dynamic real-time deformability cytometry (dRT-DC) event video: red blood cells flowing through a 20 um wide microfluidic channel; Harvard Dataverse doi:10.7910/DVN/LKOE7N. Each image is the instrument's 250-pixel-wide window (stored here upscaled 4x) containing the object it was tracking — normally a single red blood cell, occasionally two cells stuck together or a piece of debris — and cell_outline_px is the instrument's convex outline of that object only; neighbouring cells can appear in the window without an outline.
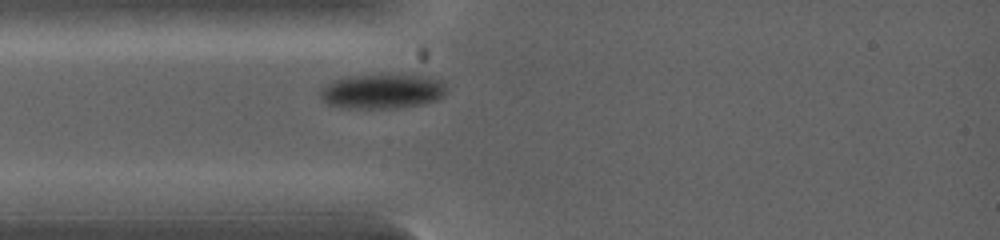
{"species": "common noctule bat (a hibernating species)", "species_latin": "Nyctalus noctula", "temperature_condition": "warm", "stored_images_in_passage": 4, "camera_frame_rate_fps": 5000, "um_per_image_px": 0.085, "animal": {"sex": "female", "body_mass_g": 19.0, "forearm_length_mm": 53.3}, "frame": {"image": 1, "passage_image": 2, "time_ms": 0.6, "image_size_px": [1000, 240], "cell_outline_px": [[448, 92], [444, 96], [436, 100], [424, 104], [396, 108], [340, 108], [328, 104], [320, 96], [320, 92], [324, 88], [336, 80], [348, 76], [380, 72], [420, 76], [440, 80]], "centroid_in_image_um": [32.52, 7.74], "position_along_channel_um": 52.5, "area_um2": 25.95}}
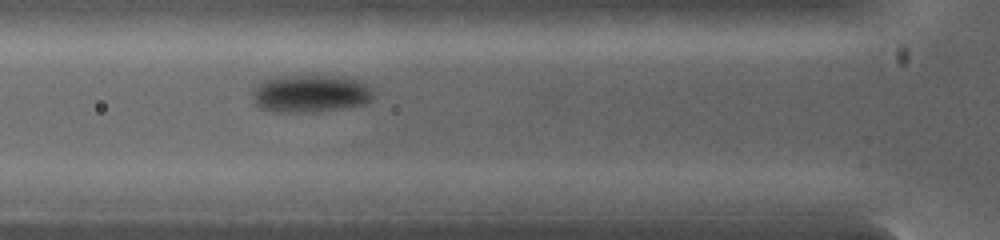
{"frame": {"image": 2, "passage_image": 4, "time_ms": 1.4, "image_size_px": [1000, 240], "cell_outline_px": [[372, 100], [364, 104], [340, 108], [304, 112], [276, 112], [260, 108], [256, 104], [256, 92], [260, 84], [268, 80], [292, 76], [328, 76], [356, 80], [364, 84], [372, 92]], "centroid_in_image_um": [26.43, 7.98], "position_along_channel_um": 99.4, "area_um2": 25.14}}